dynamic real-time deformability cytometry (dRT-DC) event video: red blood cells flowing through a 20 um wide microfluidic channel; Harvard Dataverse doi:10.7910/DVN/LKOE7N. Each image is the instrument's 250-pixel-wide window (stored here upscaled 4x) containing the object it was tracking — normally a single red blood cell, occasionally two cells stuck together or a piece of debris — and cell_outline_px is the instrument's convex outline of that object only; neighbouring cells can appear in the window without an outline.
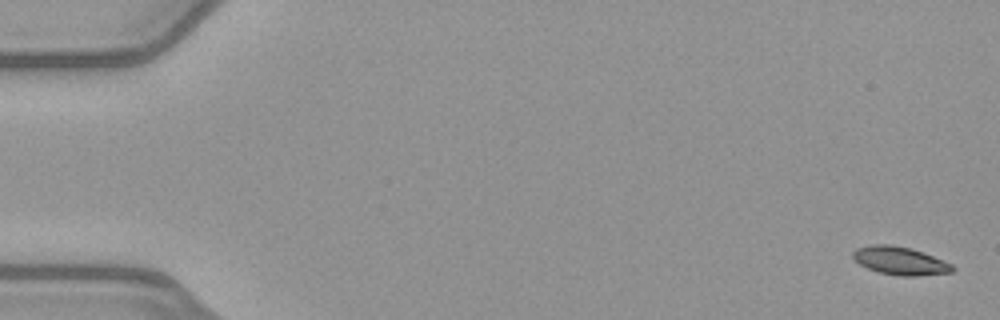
{"species": "common noctule bat (a hibernating species)", "species_latin": "Nyctalus noctula", "temperature_condition": "warm", "stored_images_in_passage": 52, "camera_frame_rate_fps": 3000, "um_per_image_px": 0.085, "animal": {"sex": "female", "body_mass_g": 21.9}, "frame": {"image": 1, "passage_image": 1, "time_ms": 0.0, "image_size_px": [1000, 320], "cell_outline_px": [[956, 268], [952, 272], [920, 276], [900, 276], [880, 272], [868, 268], [860, 264], [852, 256], [852, 252], [856, 248], [872, 244], [892, 244], [912, 248], [924, 252], [952, 264]], "centroid_in_image_um": [76.53, 22.15], "position_along_channel_um": 8.5, "area_um2": 16.42}}
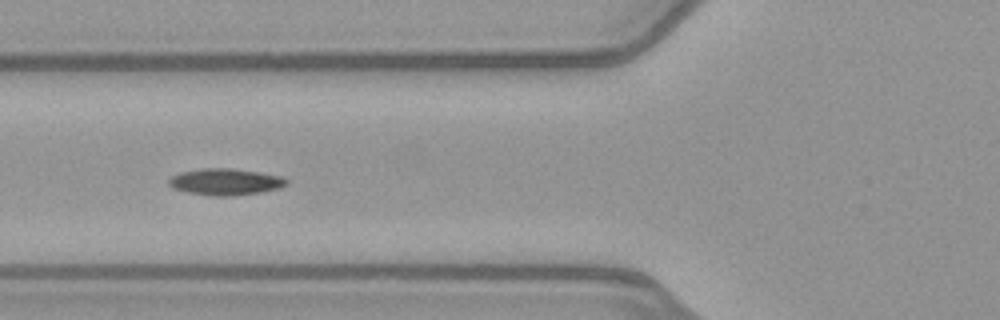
{"frame": {"image": 2, "passage_image": 20, "time_ms": 6.333, "image_size_px": [1000, 320], "cell_outline_px": [[288, 184], [280, 188], [260, 192], [232, 196], [212, 196], [188, 192], [172, 188], [168, 184], [168, 180], [172, 176], [180, 172], [200, 168], [232, 168], [260, 172], [280, 176], [288, 180]], "centroid_in_image_um": [19.15, 15.45], "position_along_channel_um": 106.6, "area_um2": 18.32}}
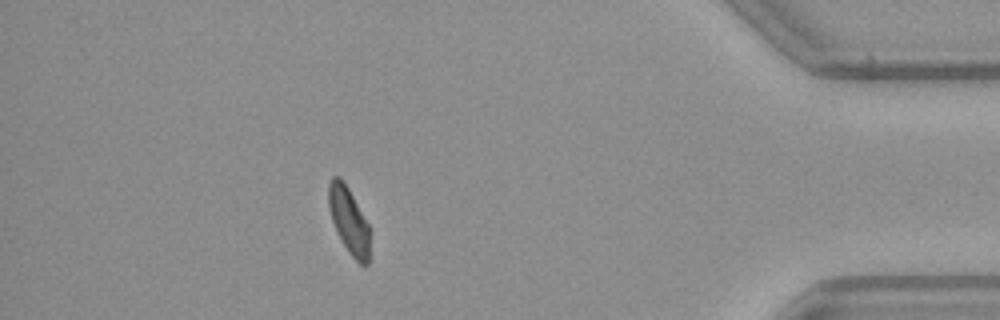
{"frame": {"image": 3, "passage_image": 46, "time_ms": 15.0, "image_size_px": [1000, 320], "cell_outline_px": [[368, 264], [364, 268], [348, 252], [332, 220], [328, 208], [328, 184], [332, 176], [340, 176], [348, 188], [368, 224]], "centroid_in_image_um": [29.62, 18.71], "position_along_channel_um": 405.6, "area_um2": 15.55}, "authors_computed_cell_mechanics": {"area_um2": 17.2244, "velocity_mm_per_s": 3.9961, "shape_relaxation_time_tau1_ms": 9.279, "shape_relaxation_time_tau2_ms": 7.3032, "deformation_change_tau1": 0.1891, "deformation_change_tau2": 0.1216}}